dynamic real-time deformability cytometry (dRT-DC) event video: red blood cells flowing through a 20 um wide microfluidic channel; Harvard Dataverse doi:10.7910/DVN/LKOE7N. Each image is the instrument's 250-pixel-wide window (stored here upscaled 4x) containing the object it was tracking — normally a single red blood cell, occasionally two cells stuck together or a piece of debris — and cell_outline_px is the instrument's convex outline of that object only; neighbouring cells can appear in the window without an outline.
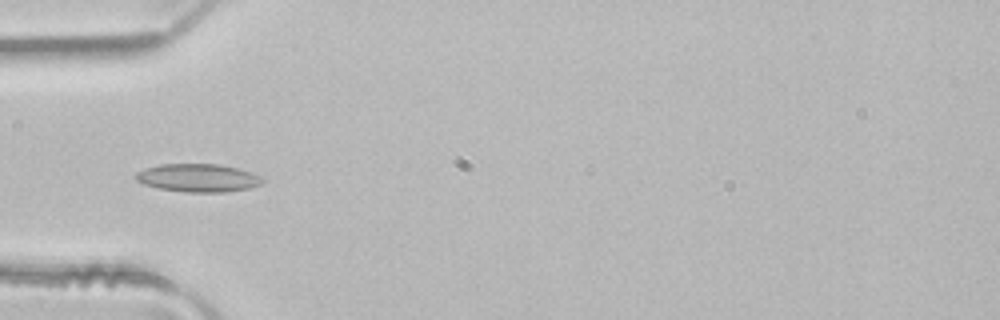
{"species": "common noctule bat (a hibernating species)", "species_latin": "Nyctalus noctula", "temperature_condition": "room temperature", "stored_images_in_passage": 5, "camera_frame_rate_fps": 3000, "um_per_image_px": 0.085, "animal": {"sex": "male", "body_mass_g": 21.5, "forearm_length_mm": 52.0}, "frame": {"image": 1, "passage_image": 5, "time_ms": 1.333, "image_size_px": [1000, 320], "cell_outline_px": [[264, 180], [260, 184], [248, 188], [224, 192], [184, 192], [160, 188], [144, 184], [136, 180], [136, 172], [144, 168], [160, 164], [220, 164], [236, 168], [260, 176]], "centroid_in_image_um": [16.8, 15.11], "position_along_channel_um": 68.2, "area_um2": 20.52}}